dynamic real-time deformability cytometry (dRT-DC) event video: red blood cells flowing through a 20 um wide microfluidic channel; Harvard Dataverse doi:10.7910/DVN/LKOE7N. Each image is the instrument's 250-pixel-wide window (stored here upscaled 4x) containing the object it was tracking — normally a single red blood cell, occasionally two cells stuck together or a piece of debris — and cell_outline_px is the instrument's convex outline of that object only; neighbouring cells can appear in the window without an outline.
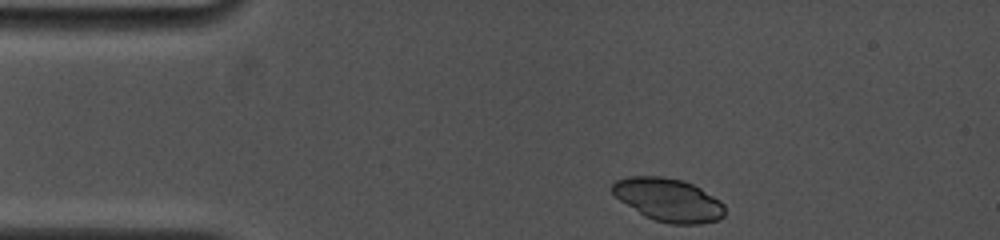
{"species": "common noctule bat (a hibernating species)", "species_latin": "Nyctalus noctula", "temperature_condition": "cold", "stored_images_in_passage": 12, "camera_frame_rate_fps": 5000, "um_per_image_px": 0.085, "animal": {"sex": "female", "body_mass_g": 19.0, "forearm_length_mm": 53.3}, "frame": {"image": 1, "passage_image": 1, "time_ms": 0.0, "image_size_px": [1000, 240], "cell_outline_px": [[724, 216], [720, 220], [700, 224], [668, 224], [652, 220], [644, 216], [620, 200], [612, 192], [612, 184], [616, 180], [628, 176], [660, 176], [680, 180], [692, 184], [700, 188], [720, 200], [724, 204]], "centroid_in_image_um": [56.82, 17.0], "position_along_channel_um": 28.2, "area_um2": 28.32}}